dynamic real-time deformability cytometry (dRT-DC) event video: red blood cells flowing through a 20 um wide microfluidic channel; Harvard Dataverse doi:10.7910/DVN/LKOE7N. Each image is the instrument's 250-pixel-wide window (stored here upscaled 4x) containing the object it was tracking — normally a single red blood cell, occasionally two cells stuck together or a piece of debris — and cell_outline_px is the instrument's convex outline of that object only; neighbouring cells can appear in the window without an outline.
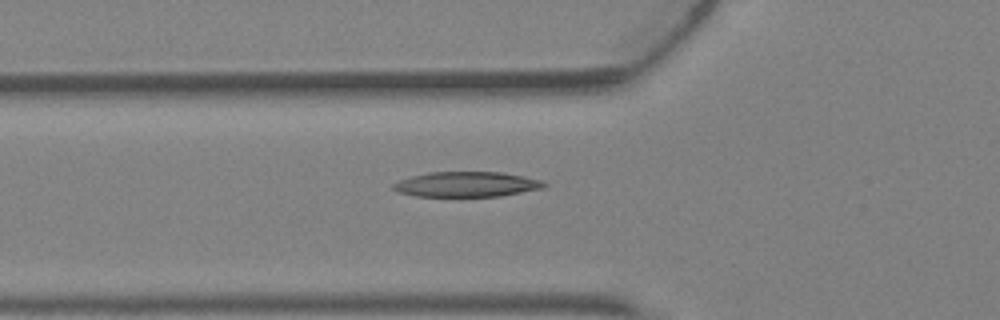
{"species": "Egyptian fruit bat (a non-hibernating species)", "species_latin": "Rousettus aegyptiacus", "temperature_condition": "warm", "stored_images_in_passage": 5, "camera_frame_rate_fps": 3000, "um_per_image_px": 0.085, "animal": {"sex": "female"}, "frame": {"image": 1, "passage_image": 5, "time_ms": 1.333, "image_size_px": [1000, 320], "cell_outline_px": [[548, 184], [544, 188], [500, 196], [416, 196], [396, 192], [392, 188], [392, 184], [400, 180], [412, 176], [428, 172], [500, 172], [524, 176], [540, 180]], "centroid_in_image_um": [39.65, 15.66], "position_along_channel_um": 86.2, "area_um2": 22.08}}